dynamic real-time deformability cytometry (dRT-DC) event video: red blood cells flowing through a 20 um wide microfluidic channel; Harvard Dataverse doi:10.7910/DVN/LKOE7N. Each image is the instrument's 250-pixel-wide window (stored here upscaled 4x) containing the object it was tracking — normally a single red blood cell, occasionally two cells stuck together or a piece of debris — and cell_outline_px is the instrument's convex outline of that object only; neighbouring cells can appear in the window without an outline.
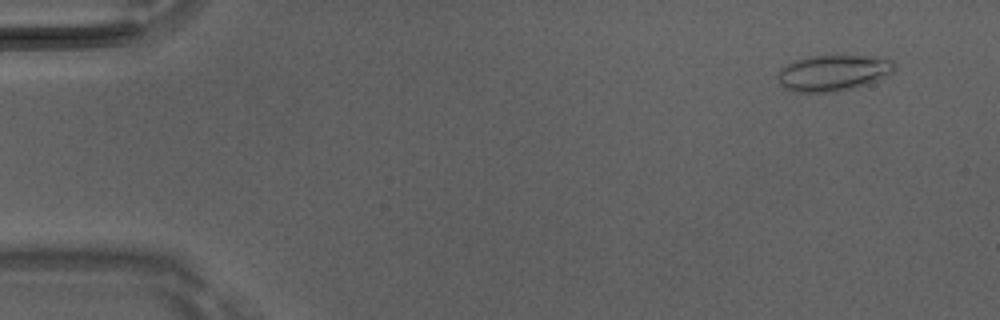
{"species": "Egyptian fruit bat (a non-hibernating species)", "species_latin": "Rousettus aegyptiacus", "temperature_condition": "room temperature", "stored_images_in_passage": 7, "camera_frame_rate_fps": 3000, "um_per_image_px": 0.085, "animal": {"sex": "male"}, "frame": {"image": 1, "passage_image": 1, "time_ms": 0.0, "image_size_px": [1000, 320], "cell_outline_px": [[896, 68], [888, 76], [856, 88], [840, 92], [792, 92], [784, 88], [780, 84], [776, 76], [780, 68], [796, 60], [812, 56], [888, 56], [896, 64]], "centroid_in_image_um": [70.87, 6.2], "position_along_channel_um": 14.1, "area_um2": 25.03}}